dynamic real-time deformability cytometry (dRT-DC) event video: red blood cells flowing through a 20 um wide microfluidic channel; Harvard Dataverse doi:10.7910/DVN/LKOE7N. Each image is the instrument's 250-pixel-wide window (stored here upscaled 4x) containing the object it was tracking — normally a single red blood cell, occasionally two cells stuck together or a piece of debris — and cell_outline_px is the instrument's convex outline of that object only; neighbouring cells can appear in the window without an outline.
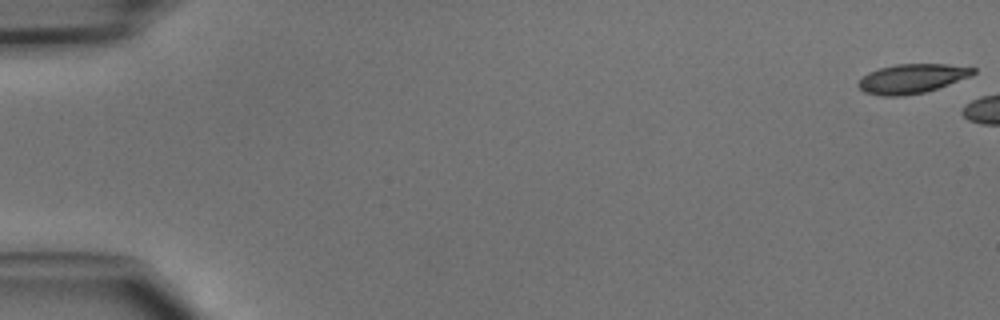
{"species": "common noctule bat (a hibernating species)", "species_latin": "Nyctalus noctula", "temperature_condition": "cold", "stored_images_in_passage": 5, "camera_frame_rate_fps": 3000, "um_per_image_px": 0.085, "animal": {"sex": "male", "body_mass_g": 15.6}, "frame": {"image": 1, "passage_image": 1, "time_ms": 0.0, "image_size_px": [1000, 320], "cell_outline_px": [[976, 72], [972, 76], [924, 92], [904, 96], [880, 96], [864, 92], [856, 84], [868, 72], [880, 68], [896, 64], [948, 64], [976, 68]], "centroid_in_image_um": [77.51, 6.68], "position_along_channel_um": 7.5, "area_um2": 19.59}}